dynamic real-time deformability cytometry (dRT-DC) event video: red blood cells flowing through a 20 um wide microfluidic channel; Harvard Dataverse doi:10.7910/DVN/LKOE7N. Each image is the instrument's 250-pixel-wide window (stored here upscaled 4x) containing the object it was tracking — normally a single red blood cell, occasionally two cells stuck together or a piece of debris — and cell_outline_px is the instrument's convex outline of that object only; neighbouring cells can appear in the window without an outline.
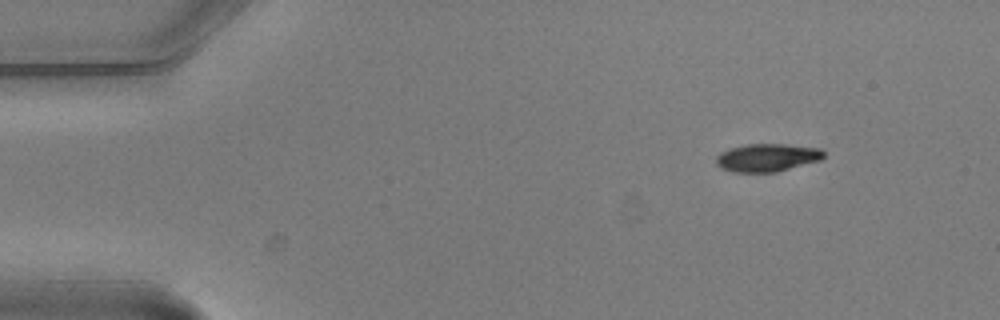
{"species": "common noctule bat (a hibernating species)", "species_latin": "Nyctalus noctula", "temperature_condition": "warm", "stored_images_in_passage": 4, "camera_frame_rate_fps": 3000, "um_per_image_px": 0.085, "animal": {"sex": "male", "body_mass_g": 20.5, "forearm_length_mm": 52.5}, "frame": {"image": 1, "passage_image": 1, "time_ms": 0.0, "image_size_px": [1000, 320], "cell_outline_px": [[824, 156], [820, 160], [776, 172], [732, 172], [720, 168], [716, 164], [716, 156], [720, 152], [728, 148], [748, 144], [784, 144], [820, 148], [824, 152]], "centroid_in_image_um": [65.17, 13.39], "position_along_channel_um": 19.8, "area_um2": 17.57}}
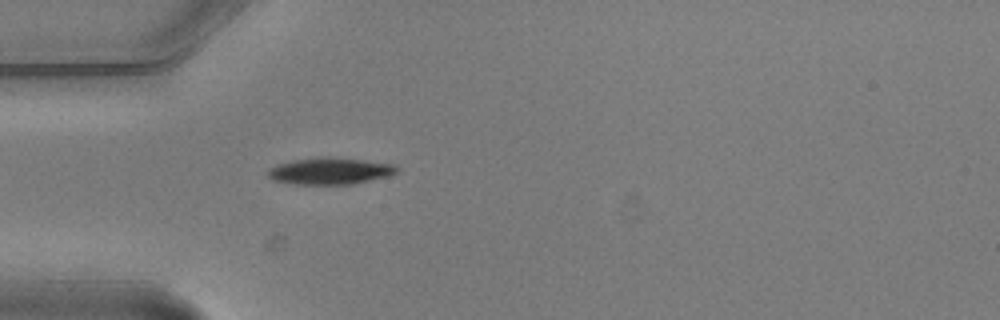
{"frame": {"image": 2, "passage_image": 4, "time_ms": 1.0, "image_size_px": [1000, 320], "cell_outline_px": [[400, 172], [388, 176], [352, 184], [292, 184], [272, 180], [268, 176], [268, 168], [276, 164], [292, 160], [320, 156], [328, 156], [392, 164], [400, 168]], "centroid_in_image_um": [28.02, 14.53], "position_along_channel_um": 57.0, "area_um2": 20.23}}